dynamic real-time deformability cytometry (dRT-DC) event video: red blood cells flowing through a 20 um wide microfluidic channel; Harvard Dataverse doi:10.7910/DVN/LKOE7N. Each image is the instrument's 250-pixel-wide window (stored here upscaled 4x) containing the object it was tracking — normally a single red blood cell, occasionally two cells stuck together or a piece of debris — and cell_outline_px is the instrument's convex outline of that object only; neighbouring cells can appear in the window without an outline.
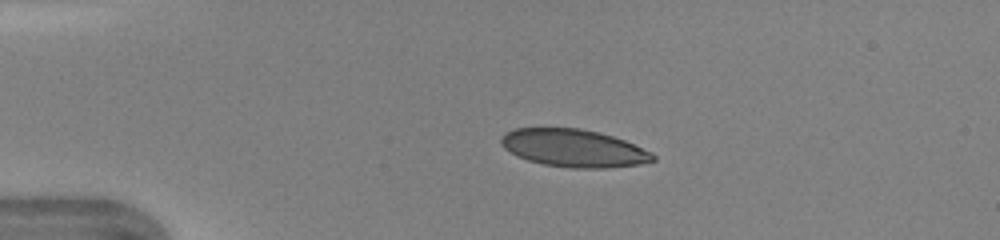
{"species": "human", "species_latin": "Homo sapiens", "temperature_condition": "warm", "stored_images_in_passage": 37, "camera_frame_rate_fps": 3000, "um_per_image_px": 0.085, "donor": {"sex": "female"}, "frame": {"image": 1, "passage_image": 1, "time_ms": 0.0, "image_size_px": [1000, 240], "cell_outline_px": [[656, 160], [640, 164], [604, 168], [568, 168], [544, 164], [528, 160], [516, 156], [504, 148], [500, 144], [500, 136], [504, 132], [516, 128], [580, 128], [600, 132], [624, 140], [652, 152], [656, 156]], "centroid_in_image_um": [48.74, 12.59], "position_along_channel_um": 36.3, "area_um2": 33.52}}
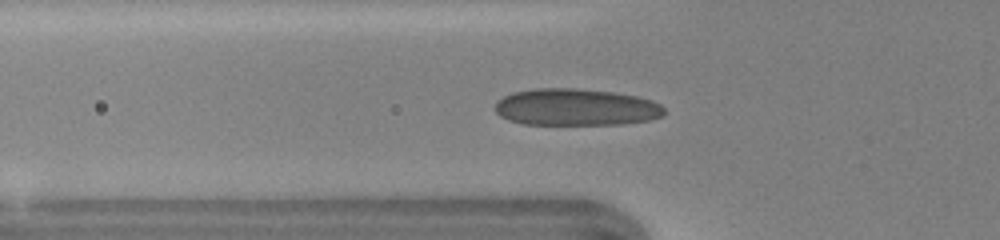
{"frame": {"image": 2, "passage_image": 7, "time_ms": 2.0, "image_size_px": [1000, 240], "cell_outline_px": [[664, 112], [660, 116], [648, 120], [620, 124], [524, 124], [508, 120], [500, 116], [496, 112], [496, 100], [512, 92], [536, 88], [576, 88], [616, 92], [636, 96], [652, 100], [660, 104], [664, 108]], "centroid_in_image_um": [48.92, 9.1], "position_along_channel_um": 76.9, "area_um2": 36.41}}
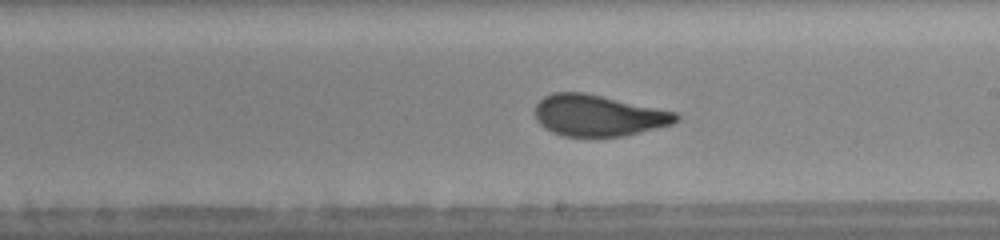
{"frame": {"image": 3, "passage_image": 18, "time_ms": 5.667, "image_size_px": [1000, 240], "cell_outline_px": [[680, 120], [672, 124], [624, 136], [564, 136], [552, 132], [544, 128], [536, 120], [536, 104], [544, 96], [552, 92], [584, 92], [676, 112], [680, 116]], "centroid_in_image_um": [50.85, 9.81], "position_along_channel_um": 238.2, "area_um2": 33.81}, "authors_computed_cell_mechanics": {"area_um2": 34.2754, "velocity_mm_per_s": 4.3765, "shape_relaxation_time_tau1_ms": 8.2842, "shape_relaxation_time_tau2_ms": null, "deformation_change_tau1": 0.2405, "deformation_change_tau2": null}}